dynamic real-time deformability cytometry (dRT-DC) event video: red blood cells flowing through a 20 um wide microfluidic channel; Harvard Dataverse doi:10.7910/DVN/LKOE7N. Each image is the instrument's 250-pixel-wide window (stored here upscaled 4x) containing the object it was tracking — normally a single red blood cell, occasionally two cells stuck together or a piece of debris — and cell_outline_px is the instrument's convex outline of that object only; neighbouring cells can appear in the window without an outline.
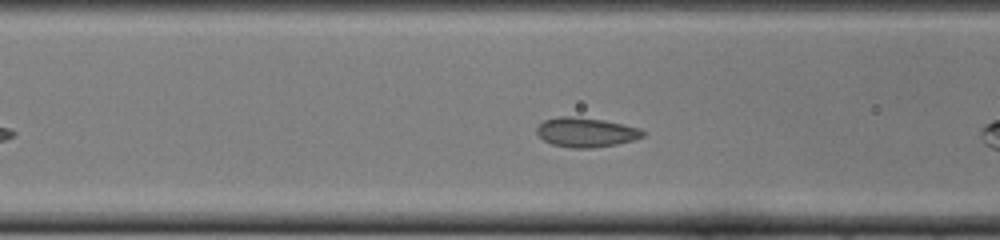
{"species": "common noctule bat (a hibernating species)", "species_latin": "Nyctalus noctula", "temperature_condition": "cold", "stored_images_in_passage": 8, "camera_frame_rate_fps": 3000, "um_per_image_px": 0.085, "animal": {"sex": "female", "body_mass_g": 22.0, "forearm_length_mm": 56.7}, "frame": {"image": 1, "passage_image": 6, "time_ms": 1.667, "image_size_px": [1000, 240], "cell_outline_px": [[644, 136], [636, 140], [616, 144], [592, 148], [572, 148], [552, 144], [544, 140], [536, 132], [536, 128], [544, 120], [560, 116], [568, 116], [604, 120], [640, 128], [644, 132]], "centroid_in_image_um": [49.82, 11.25], "position_along_channel_um": 116.8, "area_um2": 18.15}}